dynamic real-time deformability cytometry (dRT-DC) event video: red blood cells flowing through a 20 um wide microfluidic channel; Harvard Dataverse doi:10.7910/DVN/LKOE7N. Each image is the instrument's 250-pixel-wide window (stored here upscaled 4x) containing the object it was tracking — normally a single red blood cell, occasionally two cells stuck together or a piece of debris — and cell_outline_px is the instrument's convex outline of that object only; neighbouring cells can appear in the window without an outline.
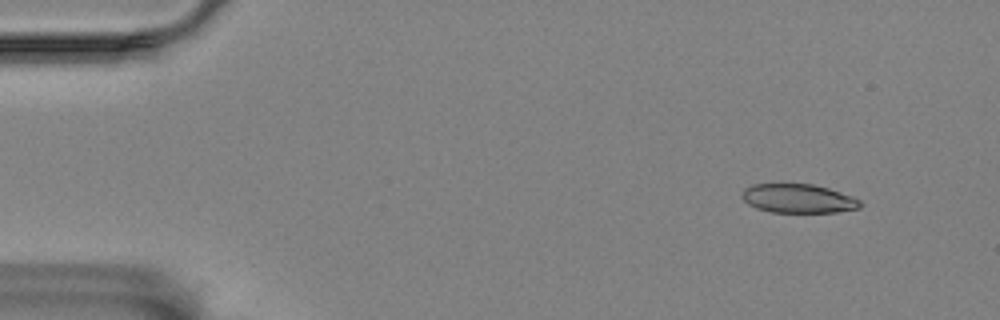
{"species": "Egyptian fruit bat (a non-hibernating species)", "species_latin": "Rousettus aegyptiacus", "temperature_condition": "room temperature", "stored_images_in_passage": 52, "camera_frame_rate_fps": 3000, "um_per_image_px": 0.085, "animal": {"sex": "female"}, "frame": {"image": 1, "passage_image": 1, "time_ms": 0.0, "image_size_px": [1000, 320], "cell_outline_px": [[864, 204], [860, 208], [836, 212], [772, 212], [756, 208], [748, 204], [740, 196], [744, 188], [752, 184], [812, 184], [828, 188], [852, 196], [860, 200]], "centroid_in_image_um": [67.85, 16.87], "position_along_channel_um": 17.2, "area_um2": 20.0}}
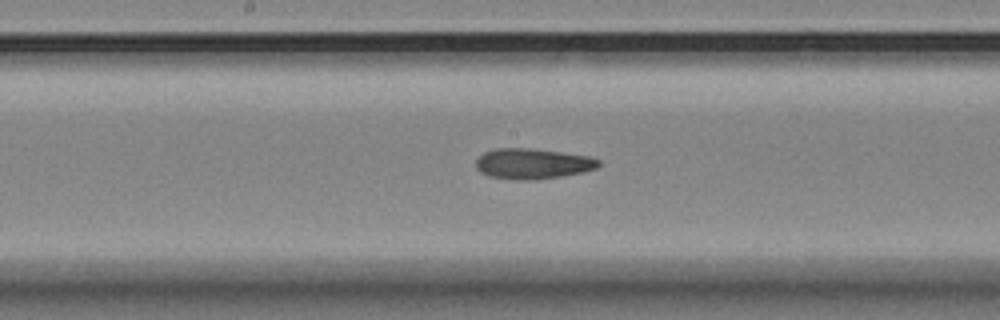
{"frame": {"image": 2, "passage_image": 25, "time_ms": 8.0, "image_size_px": [1000, 320], "cell_outline_px": [[600, 164], [596, 168], [580, 172], [560, 176], [532, 180], [520, 180], [488, 176], [480, 172], [476, 168], [476, 160], [484, 152], [496, 148], [528, 148], [592, 156], [600, 160]], "centroid_in_image_um": [45.26, 13.91], "position_along_channel_um": 202.9, "area_um2": 21.68}}
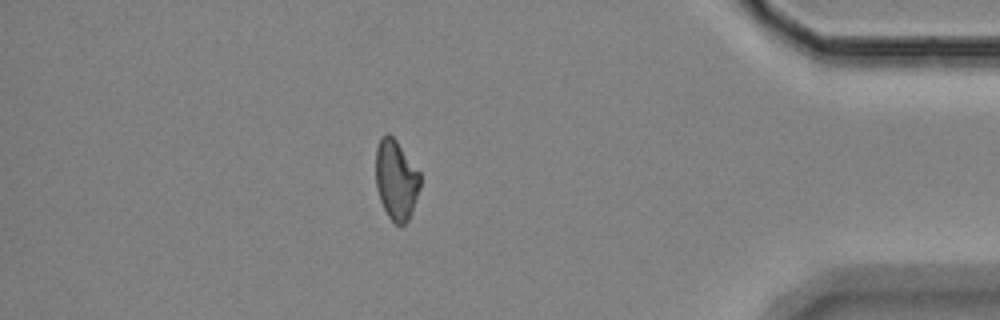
{"frame": {"image": 3, "passage_image": 45, "time_ms": 14.667, "image_size_px": [1000, 320], "cell_outline_px": [[420, 188], [408, 220], [400, 228], [388, 216], [380, 200], [376, 188], [376, 148], [380, 136], [388, 132], [396, 140], [420, 172]], "centroid_in_image_um": [33.66, 15.27], "position_along_channel_um": 401.5, "area_um2": 20.75}, "authors_computed_cell_mechanics": {"area_um2": 21.5594, "velocity_mm_per_s": 3.5309, "shape_relaxation_time_tau1_ms": null, "shape_relaxation_time_tau2_ms": 5.9604, "deformation_change_tau1": null, "deformation_change_tau2": 0.1296}}